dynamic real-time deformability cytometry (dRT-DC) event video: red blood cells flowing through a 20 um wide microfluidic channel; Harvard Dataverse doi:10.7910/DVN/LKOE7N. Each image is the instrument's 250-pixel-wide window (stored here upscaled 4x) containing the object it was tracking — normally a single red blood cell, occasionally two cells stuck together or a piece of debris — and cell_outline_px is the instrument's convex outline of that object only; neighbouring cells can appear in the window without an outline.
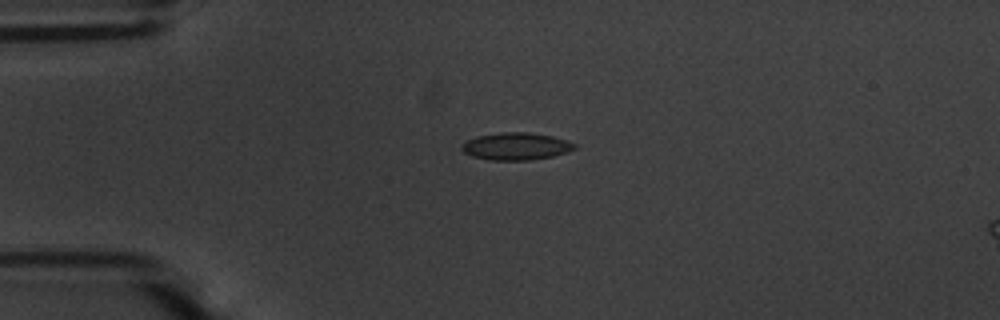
{"species": "common noctule bat (a hibernating species)", "species_latin": "Nyctalus noctula", "temperature_condition": "warm", "stored_images_in_passage": 42, "camera_frame_rate_fps": 3000, "um_per_image_px": 0.085, "animal": {"sex": "male", "body_mass_g": 20.1, "forearm_length_mm": 53.5}, "frame": {"image": 1, "passage_image": 1, "time_ms": 0.0, "image_size_px": [1000, 320], "cell_outline_px": [[576, 148], [568, 152], [552, 156], [532, 160], [488, 160], [472, 156], [464, 152], [460, 148], [468, 140], [476, 136], [504, 132], [528, 132], [552, 136], [576, 144]], "centroid_in_image_um": [43.87, 12.44], "position_along_channel_um": 41.1, "area_um2": 17.86}}
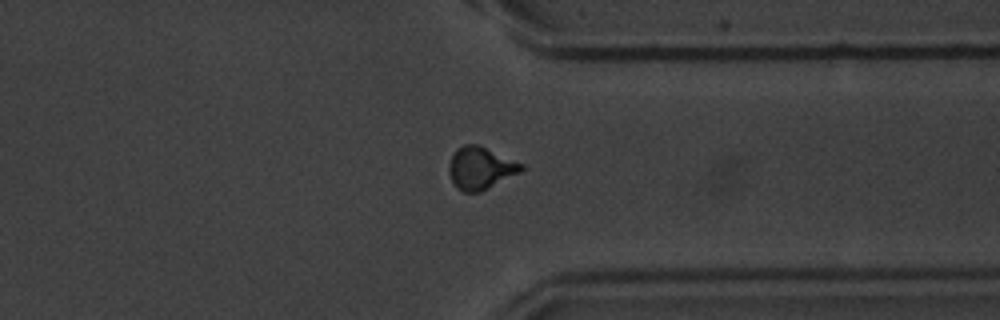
{"frame": {"image": 2, "passage_image": 30, "time_ms": 9.667, "image_size_px": [1000, 320], "cell_outline_px": [[524, 168], [520, 172], [480, 192], [464, 192], [456, 188], [448, 172], [448, 164], [456, 148], [464, 144], [480, 144], [524, 164]], "centroid_in_image_um": [40.83, 14.26], "position_along_channel_um": 370.6, "area_um2": 18.03}}
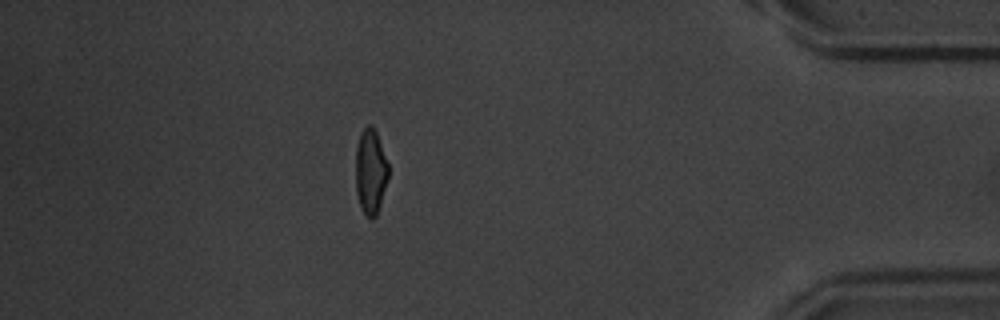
{"frame": {"image": 3, "passage_image": 36, "time_ms": 11.667, "image_size_px": [1000, 320], "cell_outline_px": [[388, 180], [376, 216], [372, 220], [368, 220], [360, 208], [356, 192], [356, 148], [360, 132], [368, 124], [372, 124], [376, 132], [388, 164]], "centroid_in_image_um": [31.49, 14.62], "position_along_channel_um": 403.7, "area_um2": 16.42}, "authors_computed_cell_mechanics": {"area_um2": 17.1377, "velocity_mm_per_s": 3.6951, "shape_relaxation_time_tau1_ms": 3.3392, "shape_relaxation_time_tau2_ms": 0.8085, "deformation_change_tau1": 0.1422, "deformation_change_tau2": 0.0602}}